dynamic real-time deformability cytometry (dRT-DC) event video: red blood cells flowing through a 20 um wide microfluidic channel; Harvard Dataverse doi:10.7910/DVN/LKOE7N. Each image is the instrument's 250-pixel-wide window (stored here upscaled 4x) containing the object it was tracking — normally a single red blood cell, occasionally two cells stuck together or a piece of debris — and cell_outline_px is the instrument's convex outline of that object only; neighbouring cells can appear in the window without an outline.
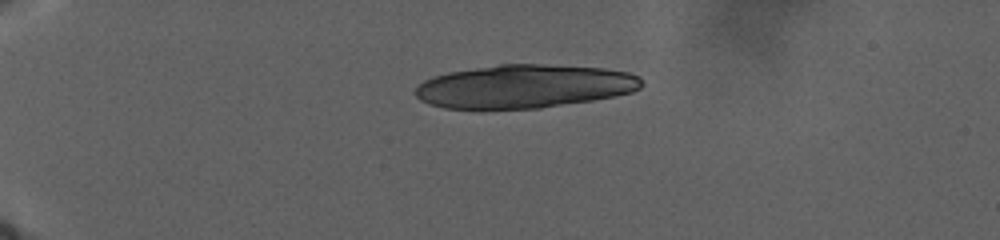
{"species": "human", "species_latin": "Homo sapiens", "temperature_condition": "warm", "stored_images_in_passage": 50, "segment_of_instrument_passage": [1, 2], "camera_frame_rate_fps": 3000, "um_per_image_px": 0.085, "donor": {"sex": "male"}, "frame": {"image": 1, "passage_image": 1, "time_ms": 0.0, "image_size_px": [1000, 240], "cell_outline_px": [[644, 84], [640, 88], [632, 92], [592, 100], [540, 108], [480, 112], [444, 108], [428, 104], [420, 100], [412, 92], [424, 80], [448, 72], [500, 64], [540, 64], [604, 68], [628, 72], [640, 76]], "centroid_in_image_um": [44.5, 7.38], "position_along_channel_um": 40.5, "area_um2": 58.44}}